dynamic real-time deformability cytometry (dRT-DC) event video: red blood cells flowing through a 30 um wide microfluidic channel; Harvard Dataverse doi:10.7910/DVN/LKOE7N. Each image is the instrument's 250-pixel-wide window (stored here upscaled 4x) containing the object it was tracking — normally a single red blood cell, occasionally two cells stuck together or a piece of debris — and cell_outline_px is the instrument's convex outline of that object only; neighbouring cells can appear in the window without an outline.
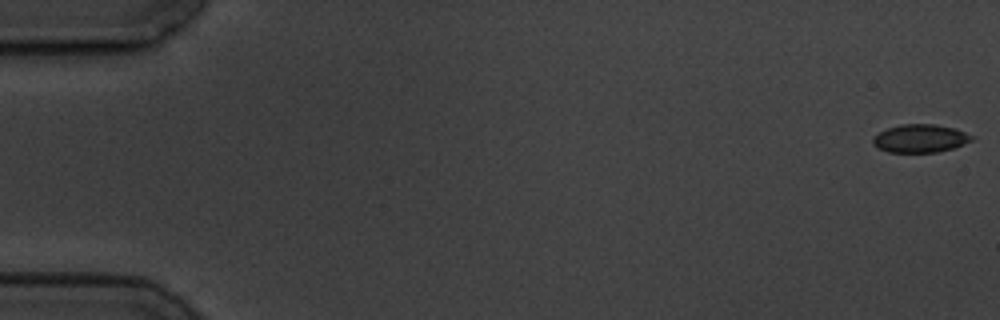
{"species": "common noctule bat (a hibernating species)", "species_latin": "Nyctalus noctula", "temperature_condition": "cold", "stored_images_in_passage": 6, "camera_frame_rate_fps": 3000, "um_per_image_px": 0.085, "animal": {"sex": "male", "body_mass_g": 19.5, "forearm_length_mm": 54.6}, "frame": {"image": 1, "passage_image": 1, "time_ms": 0.0, "image_size_px": [1000, 320], "cell_outline_px": [[976, 136], [972, 140], [964, 144], [952, 148], [936, 152], [888, 152], [872, 144], [872, 136], [888, 128], [900, 124], [936, 124], [952, 128]], "centroid_in_image_um": [78.2, 11.76], "position_along_channel_um": 6.8, "area_um2": 16.13}}
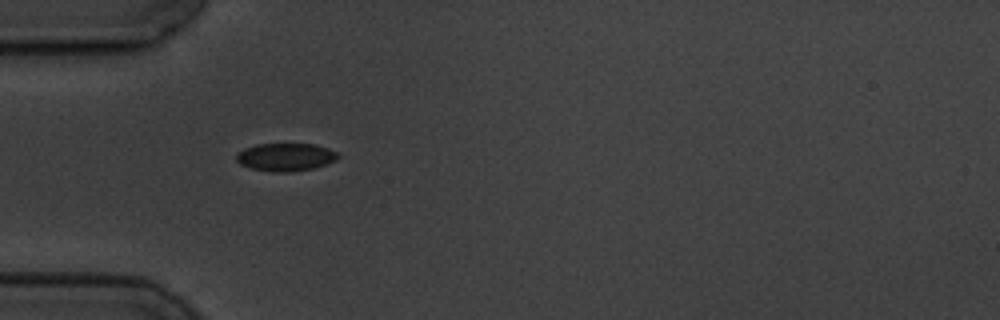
{"frame": {"image": 2, "passage_image": 5, "time_ms": 5.667, "image_size_px": [1000, 320], "cell_outline_px": [[340, 156], [336, 160], [312, 168], [288, 172], [272, 172], [252, 168], [240, 164], [236, 160], [236, 152], [244, 148], [256, 144], [312, 144], [328, 148], [336, 152]], "centroid_in_image_um": [24.23, 13.34], "position_along_channel_um": 60.8, "area_um2": 16.42}}
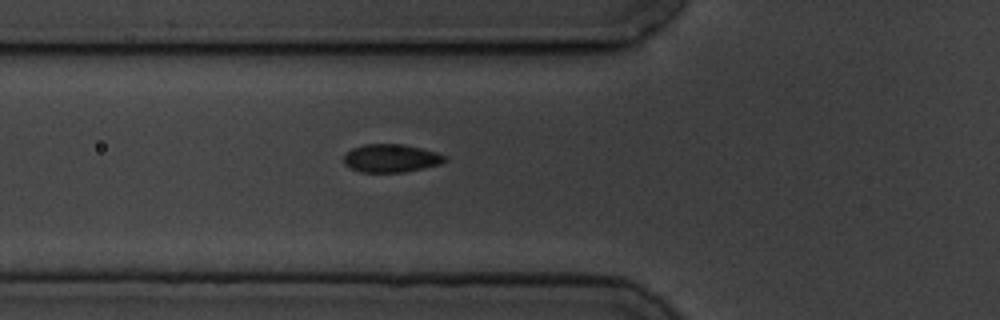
{"frame": {"image": 3, "passage_image": 6, "time_ms": 6.667, "image_size_px": [1000, 320], "cell_outline_px": [[448, 160], [440, 164], [424, 168], [404, 172], [360, 172], [348, 168], [344, 164], [344, 156], [352, 148], [364, 144], [404, 144], [436, 152], [448, 156]], "centroid_in_image_um": [33.25, 13.45], "position_along_channel_um": 92.6, "area_um2": 16.7}}